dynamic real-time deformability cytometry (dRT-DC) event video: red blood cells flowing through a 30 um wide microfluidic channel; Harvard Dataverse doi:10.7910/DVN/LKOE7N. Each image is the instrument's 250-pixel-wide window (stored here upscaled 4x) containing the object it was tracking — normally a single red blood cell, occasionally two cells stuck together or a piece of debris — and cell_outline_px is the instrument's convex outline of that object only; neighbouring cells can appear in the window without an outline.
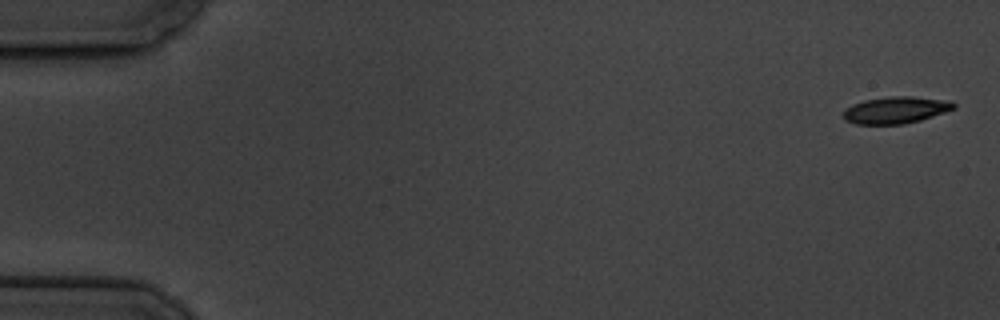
{"species": "common noctule bat (a hibernating species)", "species_latin": "Nyctalus noctula", "temperature_condition": "cold", "stored_images_in_passage": 10, "camera_frame_rate_fps": 3000, "um_per_image_px": 0.085, "animal": {"sex": "male", "body_mass_g": 19.5, "forearm_length_mm": 54.6}, "frame": {"image": 1, "passage_image": 1, "time_ms": 0.0, "image_size_px": [1000, 320], "cell_outline_px": [[956, 108], [920, 120], [904, 124], [856, 124], [844, 120], [844, 108], [852, 104], [864, 100], [892, 96], [912, 96], [952, 100], [956, 104]], "centroid_in_image_um": [76.15, 9.34], "position_along_channel_um": 8.8, "area_um2": 17.4}}
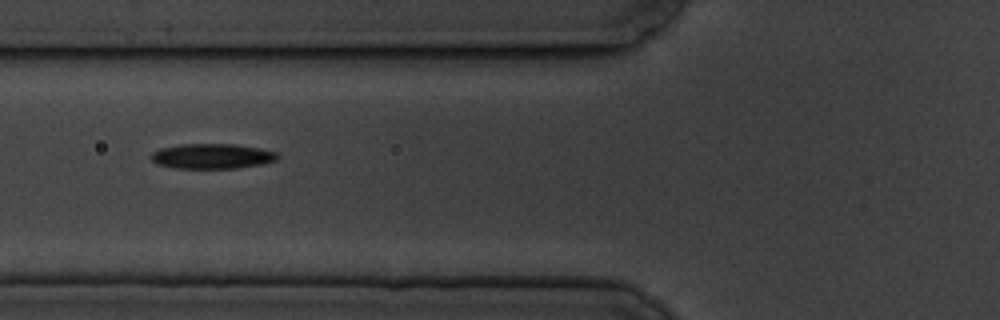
{"frame": {"image": 2, "passage_image": 7, "time_ms": 7.0, "image_size_px": [1000, 320], "cell_outline_px": [[280, 156], [276, 160], [260, 164], [236, 168], [172, 168], [156, 164], [152, 160], [152, 152], [160, 148], [180, 144], [232, 144], [260, 148], [276, 152]], "centroid_in_image_um": [18.0, 13.27], "position_along_channel_um": 107.8, "area_um2": 18.44}}
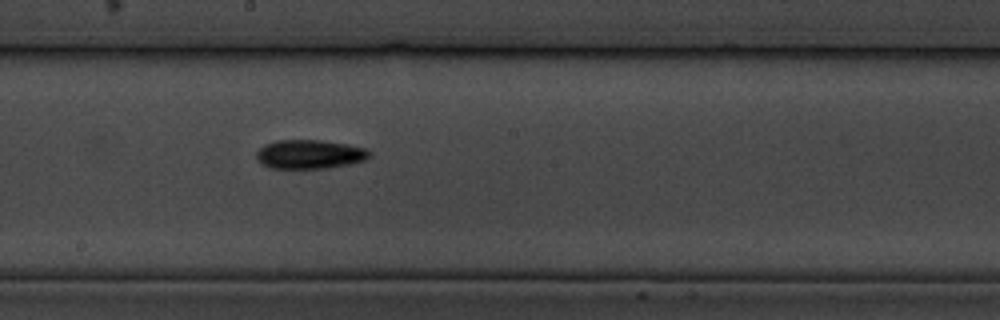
{"frame": {"image": 3, "passage_image": 10, "time_ms": 10.333, "image_size_px": [1000, 320], "cell_outline_px": [[372, 156], [364, 160], [352, 164], [328, 168], [268, 168], [260, 164], [256, 156], [256, 152], [264, 144], [276, 140], [320, 140], [348, 144], [364, 148], [372, 152]], "centroid_in_image_um": [26.32, 13.11], "position_along_channel_um": 221.9, "area_um2": 19.36}}